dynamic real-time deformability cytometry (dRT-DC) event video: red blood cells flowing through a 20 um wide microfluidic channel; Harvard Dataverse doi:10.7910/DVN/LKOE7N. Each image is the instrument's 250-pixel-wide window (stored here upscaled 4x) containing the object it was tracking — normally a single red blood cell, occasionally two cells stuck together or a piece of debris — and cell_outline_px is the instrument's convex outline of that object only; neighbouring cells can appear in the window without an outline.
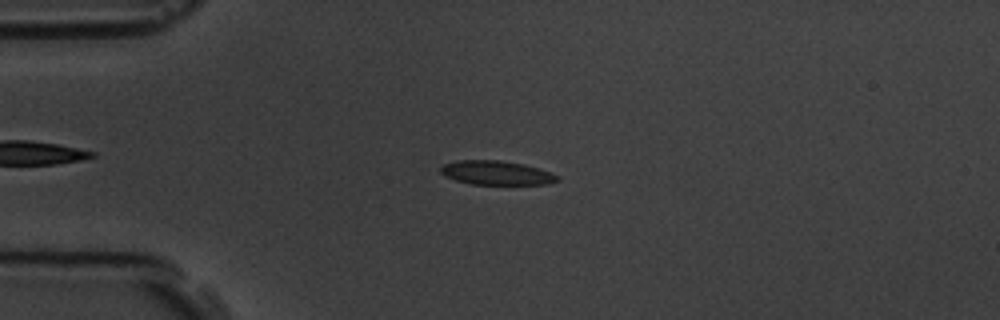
{"species": "common noctule bat (a hibernating species)", "species_latin": "Nyctalus noctula", "temperature_condition": "room temperature", "stored_images_in_passage": 55, "camera_frame_rate_fps": 3000, "um_per_image_px": 0.085, "animal": {"sex": "male", "body_mass_g": 19.5, "forearm_length_mm": 54.6}, "frame": {"image": 1, "passage_image": 12, "time_ms": 3.667, "image_size_px": [1000, 320], "cell_outline_px": [[560, 180], [548, 184], [472, 184], [456, 180], [444, 176], [440, 172], [440, 168], [444, 164], [456, 160], [500, 160], [524, 164], [560, 176]], "centroid_in_image_um": [42.17, 14.69], "position_along_channel_um": 42.8, "area_um2": 16.3}}
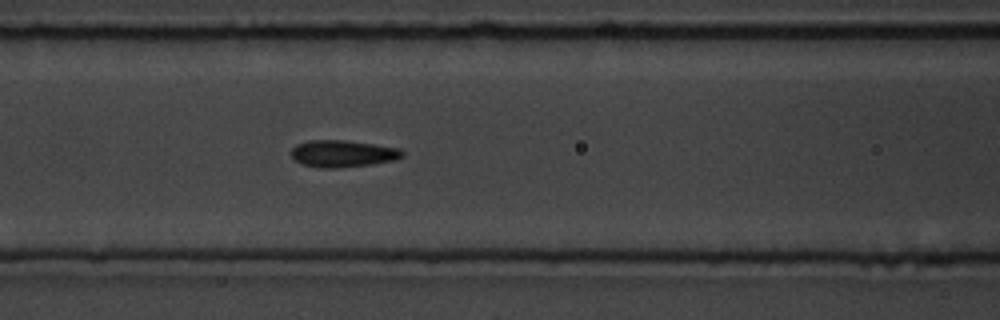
{"frame": {"image": 2, "passage_image": 22, "time_ms": 7.0, "image_size_px": [1000, 320], "cell_outline_px": [[404, 156], [392, 160], [372, 164], [336, 168], [320, 168], [304, 164], [296, 160], [292, 156], [292, 148], [296, 144], [308, 140], [344, 140], [376, 144], [400, 148], [404, 152]], "centroid_in_image_um": [29.15, 13.05], "position_along_channel_um": 137.4, "area_um2": 17.4}}
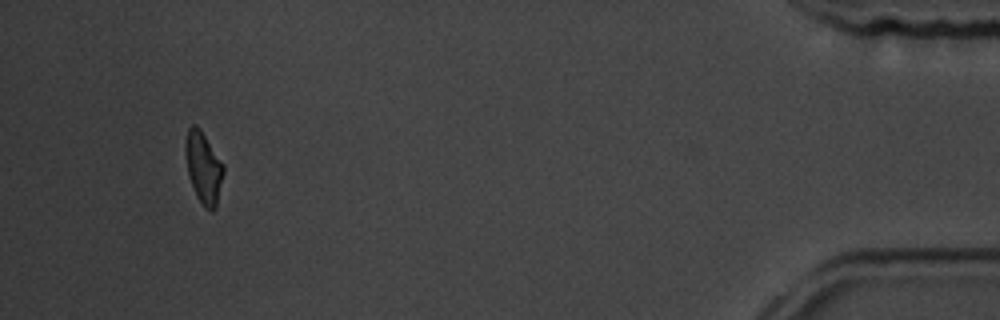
{"frame": {"image": 3, "passage_image": 52, "time_ms": 17.0, "image_size_px": [1000, 320], "cell_outline_px": [[224, 172], [216, 208], [212, 212], [204, 208], [196, 196], [188, 176], [184, 152], [184, 144], [188, 128], [192, 124], [196, 124], [200, 128], [224, 164]], "centroid_in_image_um": [17.28, 14.24], "position_along_channel_um": 417.9, "area_um2": 16.24}, "authors_computed_cell_mechanics": {"area_um2": 16.762, "velocity_mm_per_s": 3.5392, "shape_relaxation_time_tau1_ms": 4.1655, "shape_relaxation_time_tau2_ms": 1.2683, "deformation_change_tau1": 0.1371, "deformation_change_tau2": 0.0673}}